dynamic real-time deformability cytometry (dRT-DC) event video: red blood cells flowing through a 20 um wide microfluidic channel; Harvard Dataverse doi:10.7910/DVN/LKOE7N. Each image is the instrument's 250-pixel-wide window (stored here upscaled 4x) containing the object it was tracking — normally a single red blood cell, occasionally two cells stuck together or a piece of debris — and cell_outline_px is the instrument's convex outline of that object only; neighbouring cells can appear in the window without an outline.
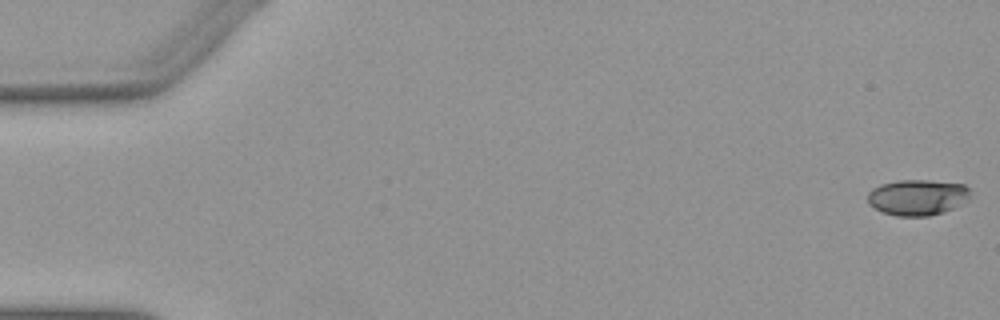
{"species": "Egyptian fruit bat (a non-hibernating species)", "species_latin": "Rousettus aegyptiacus", "temperature_condition": "warm", "stored_images_in_passage": 53, "camera_frame_rate_fps": 3000, "um_per_image_px": 0.085, "animal": {"sex": "female"}, "frame": {"image": 1, "passage_image": 1, "time_ms": 0.0, "image_size_px": [1000, 320], "cell_outline_px": [[968, 200], [944, 212], [928, 216], [896, 216], [880, 212], [868, 204], [868, 192], [872, 188], [880, 184], [900, 180], [928, 180], [964, 184], [968, 188]], "centroid_in_image_um": [77.93, 16.78], "position_along_channel_um": 7.1, "area_um2": 21.5}}
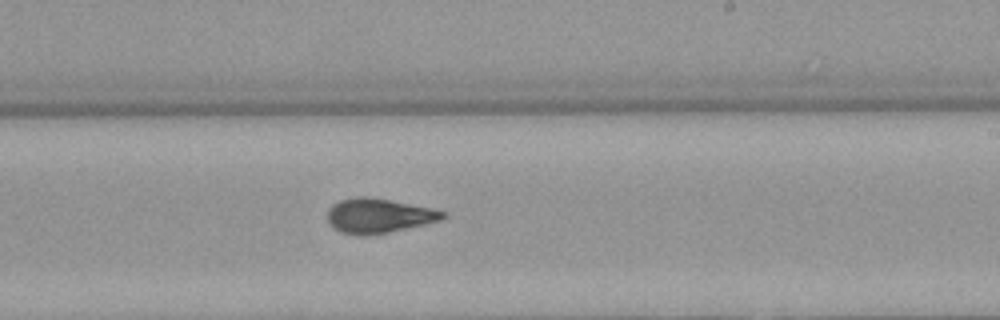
{"frame": {"image": 2, "passage_image": 32, "time_ms": 10.333, "image_size_px": [1000, 320], "cell_outline_px": [[448, 216], [440, 220], [424, 224], [388, 232], [364, 236], [340, 232], [332, 228], [328, 220], [328, 208], [332, 204], [340, 200], [356, 196], [368, 196], [392, 200], [432, 208], [444, 212]], "centroid_in_image_um": [32.15, 18.32], "position_along_channel_um": 256.8, "area_um2": 23.29}}
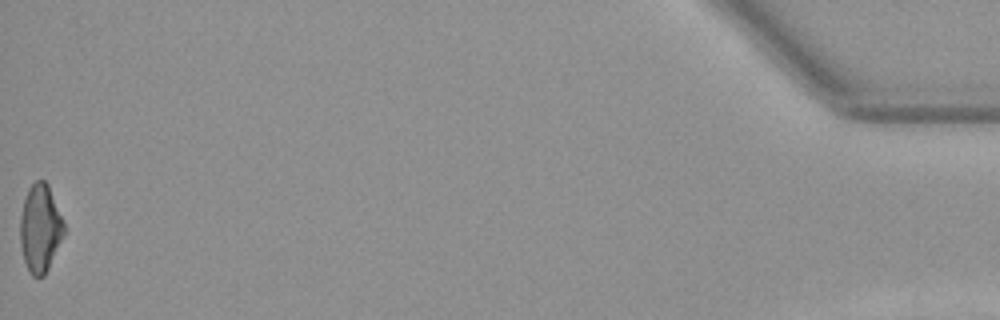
{"frame": {"image": 3, "passage_image": 53, "time_ms": 17.333, "image_size_px": [1000, 320], "cell_outline_px": [[64, 232], [48, 268], [44, 276], [32, 276], [24, 260], [20, 244], [20, 216], [24, 200], [28, 188], [36, 180], [44, 180], [48, 184], [64, 220]], "centroid_in_image_um": [3.41, 19.36], "position_along_channel_um": 431.8, "area_um2": 22.2}, "authors_computed_cell_mechanics": {"area_um2": 22.5998, "velocity_mm_per_s": 3.9204, "shape_relaxation_time_tau1_ms": 8.5312, "shape_relaxation_time_tau2_ms": 2.0261, "deformation_change_tau1": 0.2173, "deformation_change_tau2": 0.0997}}